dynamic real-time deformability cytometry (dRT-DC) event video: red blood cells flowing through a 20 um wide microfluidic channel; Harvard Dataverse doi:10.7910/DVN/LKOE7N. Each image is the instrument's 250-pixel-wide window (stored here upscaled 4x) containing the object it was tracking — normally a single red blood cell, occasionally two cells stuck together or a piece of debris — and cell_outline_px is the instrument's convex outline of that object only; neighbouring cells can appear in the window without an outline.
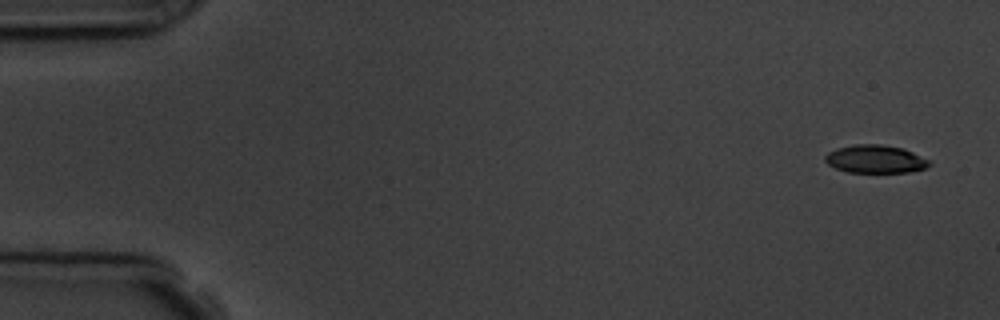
{"species": "common noctule bat (a hibernating species)", "species_latin": "Nyctalus noctula", "temperature_condition": "room temperature", "stored_images_in_passage": 4, "camera_frame_rate_fps": 3000, "um_per_image_px": 0.085, "animal": {"sex": "male", "body_mass_g": 19.5, "forearm_length_mm": 54.6}, "frame": {"image": 1, "passage_image": 1, "time_ms": 0.0, "image_size_px": [1000, 320], "cell_outline_px": [[932, 164], [924, 168], [908, 172], [848, 172], [836, 168], [828, 164], [824, 160], [824, 156], [828, 152], [836, 148], [856, 144], [880, 144], [904, 148], [932, 160]], "centroid_in_image_um": [74.43, 13.51], "position_along_channel_um": 10.6, "area_um2": 17.17}}
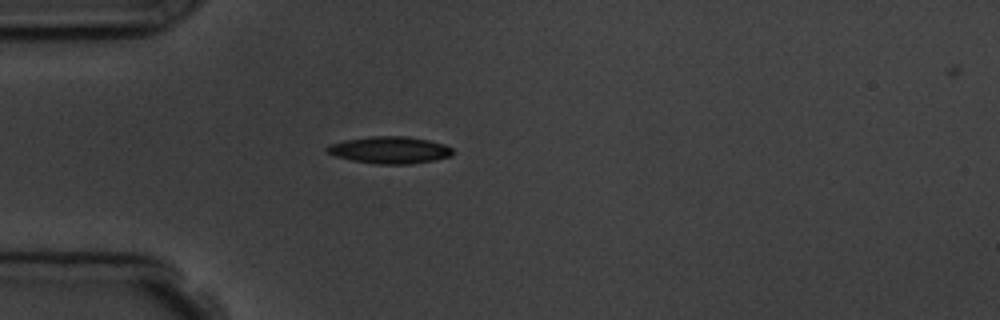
{"frame": {"image": 2, "passage_image": 4, "time_ms": 4.333, "image_size_px": [1000, 320], "cell_outline_px": [[452, 156], [432, 160], [408, 164], [376, 164], [352, 160], [336, 156], [328, 152], [324, 148], [328, 144], [344, 140], [372, 136], [408, 136], [428, 140], [444, 144], [452, 148]], "centroid_in_image_um": [33.1, 12.74], "position_along_channel_um": 51.9, "area_um2": 19.71}}